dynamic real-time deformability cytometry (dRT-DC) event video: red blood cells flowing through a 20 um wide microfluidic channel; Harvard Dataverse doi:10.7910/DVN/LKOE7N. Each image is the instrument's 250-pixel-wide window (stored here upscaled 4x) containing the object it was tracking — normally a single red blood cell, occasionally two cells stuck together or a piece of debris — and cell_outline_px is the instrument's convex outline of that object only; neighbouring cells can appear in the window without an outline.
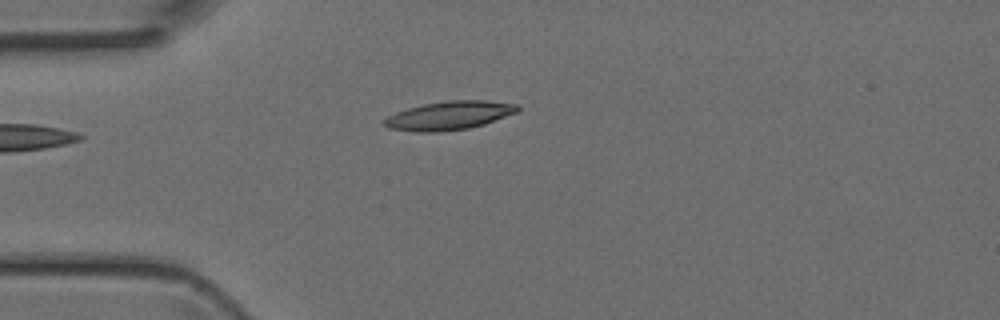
{"species": "Egyptian fruit bat (a non-hibernating species)", "species_latin": "Rousettus aegyptiacus", "temperature_condition": "room temperature", "stored_images_in_passage": 3, "camera_frame_rate_fps": 3000, "um_per_image_px": 0.085, "animal": {"sex": "female"}, "frame": {"image": 1, "passage_image": 2, "time_ms": 0.333, "image_size_px": [1000, 320], "cell_outline_px": [[520, 108], [516, 112], [484, 124], [468, 128], [436, 132], [416, 132], [388, 128], [384, 124], [384, 120], [388, 116], [396, 112], [408, 108], [424, 104], [448, 100], [488, 100], [520, 104]], "centroid_in_image_um": [38.2, 9.81], "position_along_channel_um": 46.8, "area_um2": 22.14}}